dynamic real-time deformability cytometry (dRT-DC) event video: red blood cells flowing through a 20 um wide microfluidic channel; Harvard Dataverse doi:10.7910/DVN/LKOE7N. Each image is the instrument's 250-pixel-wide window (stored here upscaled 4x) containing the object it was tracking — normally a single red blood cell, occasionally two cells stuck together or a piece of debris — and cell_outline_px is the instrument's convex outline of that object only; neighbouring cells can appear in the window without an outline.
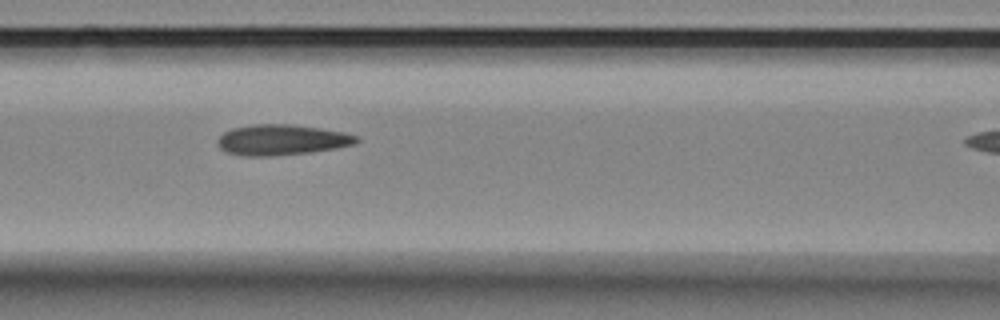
{"species": "Egyptian fruit bat (a non-hibernating species)", "species_latin": "Rousettus aegyptiacus", "temperature_condition": "room temperature", "stored_images_in_passage": 7, "camera_frame_rate_fps": 3000, "um_per_image_px": 0.085, "animal": {"sex": "female"}, "frame": {"image": 1, "passage_image": 3, "time_ms": 2.333, "image_size_px": [1000, 320], "cell_outline_px": [[360, 140], [352, 144], [336, 148], [308, 152], [268, 156], [244, 156], [228, 152], [220, 148], [216, 144], [216, 140], [224, 132], [232, 128], [256, 124], [292, 124], [344, 132], [360, 136]], "centroid_in_image_um": [23.93, 11.88], "position_along_channel_um": 142.7, "area_um2": 24.62}}
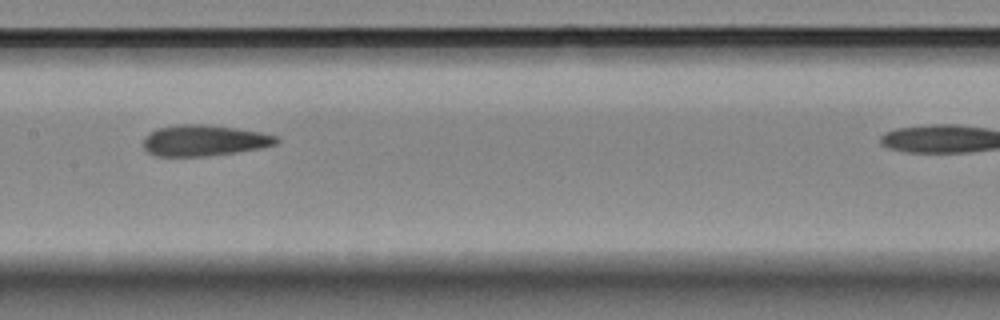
{"frame": {"image": 2, "passage_image": 4, "time_ms": 3.667, "image_size_px": [1000, 320], "cell_outline_px": [[280, 140], [276, 144], [260, 148], [236, 152], [204, 156], [156, 156], [148, 152], [144, 148], [144, 136], [148, 132], [156, 128], [180, 124], [208, 124], [236, 128], [260, 132], [276, 136]], "centroid_in_image_um": [17.32, 11.93], "position_along_channel_um": 190.1, "area_um2": 24.1}}
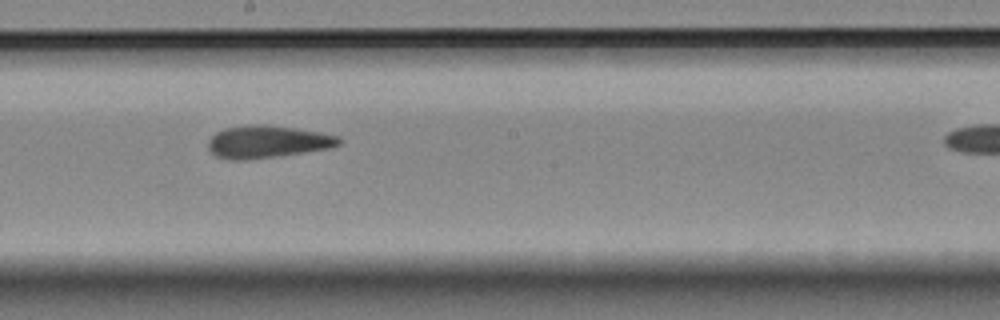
{"frame": {"image": 3, "passage_image": 5, "time_ms": 4.667, "image_size_px": [1000, 320], "cell_outline_px": [[344, 140], [340, 144], [332, 148], [276, 156], [244, 160], [228, 160], [216, 156], [208, 148], [208, 140], [216, 132], [224, 128], [256, 124], [260, 124], [292, 128], [320, 132], [340, 136]], "centroid_in_image_um": [22.75, 12.05], "position_along_channel_um": 225.5, "area_um2": 24.68}}